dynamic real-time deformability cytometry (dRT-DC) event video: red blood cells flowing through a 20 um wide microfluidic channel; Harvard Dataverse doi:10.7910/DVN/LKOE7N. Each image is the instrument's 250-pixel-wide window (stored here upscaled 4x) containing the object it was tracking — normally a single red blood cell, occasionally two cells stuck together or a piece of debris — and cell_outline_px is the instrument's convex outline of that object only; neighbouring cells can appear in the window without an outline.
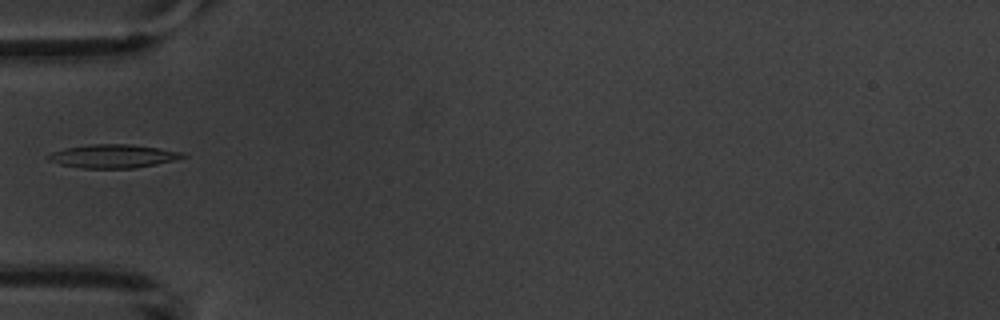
{"species": "common noctule bat (a hibernating species)", "species_latin": "Nyctalus noctula", "temperature_condition": "warm", "stored_images_in_passage": 6, "camera_frame_rate_fps": 3000, "um_per_image_px": 0.085, "animal": {"sex": "male", "body_mass_g": 20.1, "forearm_length_mm": 53.5}, "frame": {"image": 1, "passage_image": 6, "time_ms": 5.667, "image_size_px": [1000, 320], "cell_outline_px": [[188, 156], [156, 164], [136, 168], [84, 168], [60, 164], [48, 160], [44, 156], [52, 152], [64, 148], [88, 144], [132, 144], [180, 152]], "centroid_in_image_um": [9.54, 13.27], "position_along_channel_um": 75.5, "area_um2": 18.26}}